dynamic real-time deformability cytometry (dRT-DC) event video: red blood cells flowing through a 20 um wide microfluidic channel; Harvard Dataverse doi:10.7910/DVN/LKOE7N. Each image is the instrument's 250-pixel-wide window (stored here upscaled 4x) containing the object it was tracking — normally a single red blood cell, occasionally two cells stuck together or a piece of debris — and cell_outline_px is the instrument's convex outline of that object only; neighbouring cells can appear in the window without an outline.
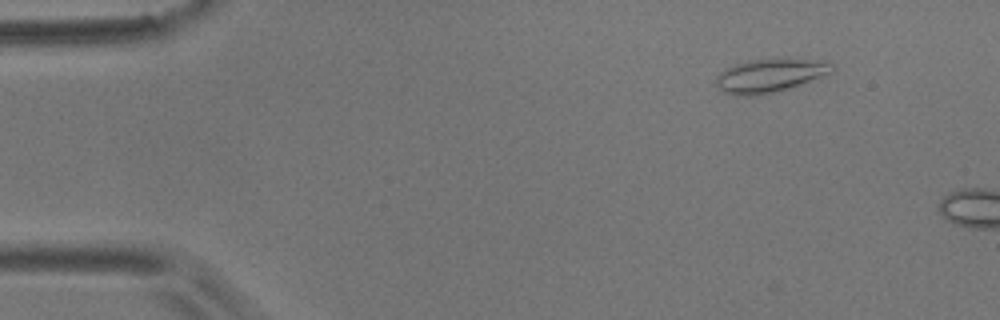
{"species": "common noctule bat (a hibernating species)", "species_latin": "Nyctalus noctula", "temperature_condition": "room temperature", "stored_images_in_passage": 4, "camera_frame_rate_fps": 3000, "um_per_image_px": 0.085, "animal": {"sex": "male", "body_mass_g": 17.9}, "frame": {"image": 1, "passage_image": 2, "time_ms": 0.333, "image_size_px": [1000, 320], "cell_outline_px": [[832, 72], [792, 88], [756, 96], [736, 96], [724, 92], [716, 84], [716, 76], [724, 68], [748, 60], [784, 56], [792, 56], [832, 64]], "centroid_in_image_um": [65.41, 6.39], "position_along_channel_um": 19.6, "area_um2": 23.24}}